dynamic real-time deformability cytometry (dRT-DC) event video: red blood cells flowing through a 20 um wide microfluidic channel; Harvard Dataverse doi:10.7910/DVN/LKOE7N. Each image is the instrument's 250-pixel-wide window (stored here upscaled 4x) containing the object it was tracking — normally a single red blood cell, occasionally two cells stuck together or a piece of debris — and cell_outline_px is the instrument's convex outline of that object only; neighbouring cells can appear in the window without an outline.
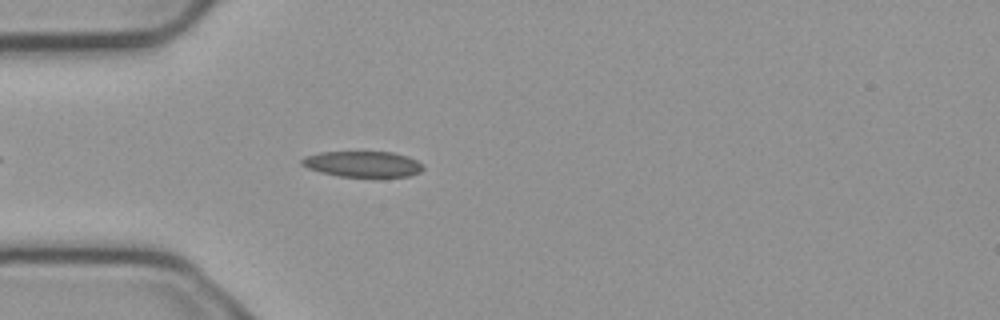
{"species": "common noctule bat (a hibernating species)", "species_latin": "Nyctalus noctula", "temperature_condition": "cold", "stored_images_in_passage": 5, "camera_frame_rate_fps": 3000, "um_per_image_px": 0.085, "animal": {"sex": "male", "body_mass_g": 23.1, "forearm_length_mm": 52.7}, "frame": {"image": 1, "passage_image": 5, "time_ms": 1.333, "image_size_px": [1000, 320], "cell_outline_px": [[424, 168], [420, 172], [408, 176], [340, 176], [320, 172], [308, 168], [300, 164], [300, 160], [304, 156], [320, 152], [392, 152], [408, 156], [424, 164]], "centroid_in_image_um": [30.82, 13.93], "position_along_channel_um": 54.2, "area_um2": 18.21}}